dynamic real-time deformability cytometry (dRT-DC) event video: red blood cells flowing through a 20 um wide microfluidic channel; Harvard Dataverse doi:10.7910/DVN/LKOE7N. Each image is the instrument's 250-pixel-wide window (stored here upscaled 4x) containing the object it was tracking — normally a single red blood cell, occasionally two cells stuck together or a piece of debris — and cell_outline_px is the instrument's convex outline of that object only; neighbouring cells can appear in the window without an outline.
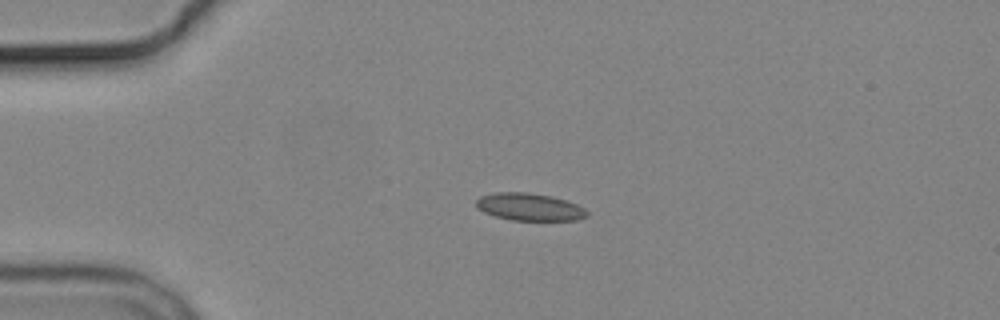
{"species": "common noctule bat (a hibernating species)", "species_latin": "Nyctalus noctula", "temperature_condition": "cold", "stored_images_in_passage": 2, "camera_frame_rate_fps": 3000, "um_per_image_px": 0.085, "animal": {"sex": "male", "body_mass_g": 19.2, "forearm_length_mm": 51.8}, "frame": {"image": 1, "passage_image": 1, "time_ms": 0.0, "image_size_px": [1000, 320], "cell_outline_px": [[588, 216], [576, 220], [512, 220], [496, 216], [484, 212], [476, 208], [476, 200], [480, 196], [496, 192], [528, 192], [552, 196], [576, 204], [584, 208], [588, 212]], "centroid_in_image_um": [44.99, 17.58], "position_along_channel_um": 40.0, "area_um2": 17.69}}